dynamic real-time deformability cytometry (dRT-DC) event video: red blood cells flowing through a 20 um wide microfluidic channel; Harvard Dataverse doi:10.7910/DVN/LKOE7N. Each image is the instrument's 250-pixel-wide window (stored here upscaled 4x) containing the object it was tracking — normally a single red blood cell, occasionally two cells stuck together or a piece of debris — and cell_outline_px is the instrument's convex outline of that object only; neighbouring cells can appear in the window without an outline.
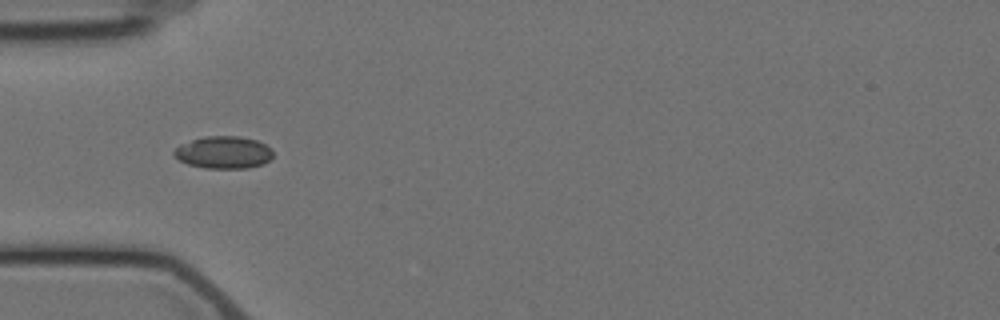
{"species": "Egyptian fruit bat (a non-hibernating species)", "species_latin": "Rousettus aegyptiacus", "temperature_condition": "cold", "stored_images_in_passage": 7, "camera_frame_rate_fps": 3000, "um_per_image_px": 0.085, "animal": {"sex": "female"}, "frame": {"image": 1, "passage_image": 4, "time_ms": 4.333, "image_size_px": [1000, 320], "cell_outline_px": [[272, 156], [264, 164], [248, 168], [204, 168], [188, 164], [180, 160], [172, 152], [180, 144], [204, 136], [240, 136], [256, 140], [272, 148]], "centroid_in_image_um": [19.01, 12.95], "position_along_channel_um": 66.0, "area_um2": 18.61}}
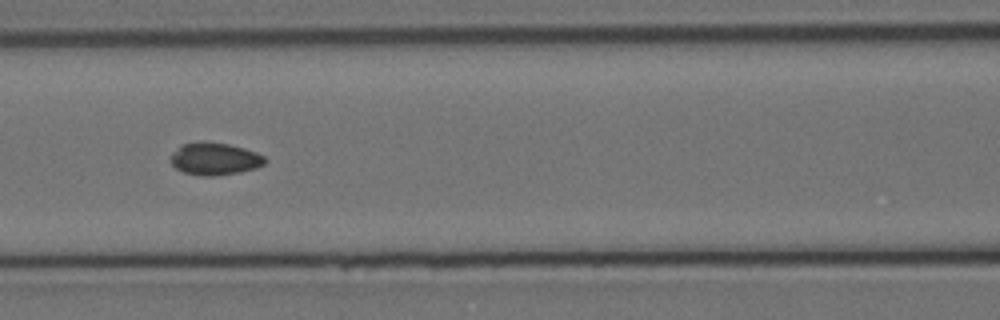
{"frame": {"image": 2, "passage_image": 6, "time_ms": 6.667, "image_size_px": [1000, 320], "cell_outline_px": [[268, 160], [264, 164], [256, 168], [240, 172], [212, 176], [200, 176], [184, 172], [176, 168], [168, 160], [168, 156], [180, 144], [228, 144], [244, 148], [256, 152], [264, 156]], "centroid_in_image_um": [18.24, 13.54], "position_along_channel_um": 148.4, "area_um2": 17.51}}
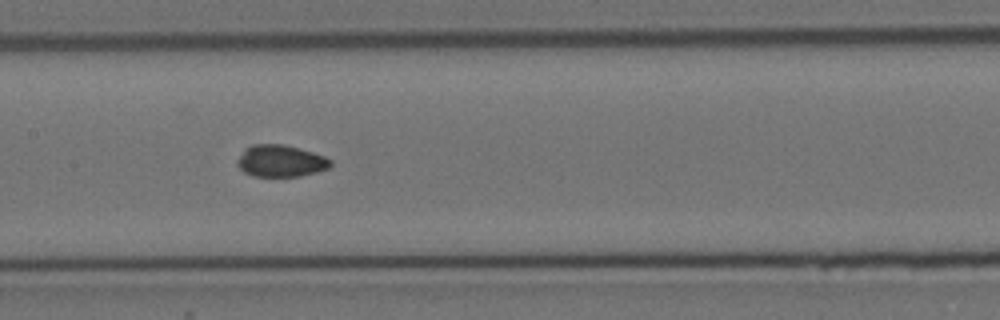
{"frame": {"image": 3, "passage_image": 7, "time_ms": 7.667, "image_size_px": [1000, 320], "cell_outline_px": [[332, 164], [328, 168], [316, 172], [300, 176], [252, 176], [244, 172], [236, 164], [236, 160], [244, 148], [252, 144], [284, 144], [312, 152], [324, 156], [332, 160]], "centroid_in_image_um": [23.82, 13.67], "position_along_channel_um": 183.6, "area_um2": 17.4}}